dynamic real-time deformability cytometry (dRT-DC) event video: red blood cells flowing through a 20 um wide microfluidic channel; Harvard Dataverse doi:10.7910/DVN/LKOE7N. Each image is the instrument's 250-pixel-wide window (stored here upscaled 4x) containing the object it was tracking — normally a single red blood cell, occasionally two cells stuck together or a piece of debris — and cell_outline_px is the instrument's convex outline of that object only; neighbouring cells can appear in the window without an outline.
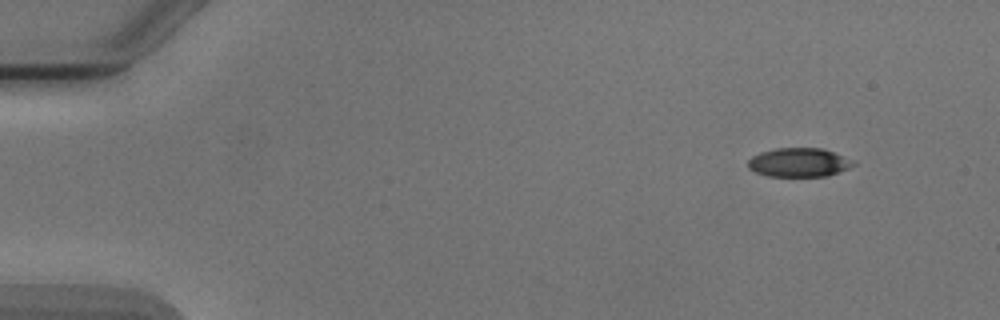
{"species": "Egyptian fruit bat (a non-hibernating species)", "species_latin": "Rousettus aegyptiacus", "temperature_condition": "cold", "stored_images_in_passage": 6, "segment_of_instrument_passage": [2, 2], "camera_frame_rate_fps": 3000, "um_per_image_px": 0.085, "animal": {"sex": "male"}, "frame": {"image": 1, "passage_image": 6, "time_ms": 6.0, "image_size_px": [1000, 320], "cell_outline_px": [[856, 164], [840, 172], [828, 176], [768, 176], [756, 172], [748, 168], [748, 160], [752, 156], [760, 152], [776, 148], [824, 148], [856, 160]], "centroid_in_image_um": [67.96, 13.8], "position_along_channel_um": 17.0, "area_um2": 17.98}}